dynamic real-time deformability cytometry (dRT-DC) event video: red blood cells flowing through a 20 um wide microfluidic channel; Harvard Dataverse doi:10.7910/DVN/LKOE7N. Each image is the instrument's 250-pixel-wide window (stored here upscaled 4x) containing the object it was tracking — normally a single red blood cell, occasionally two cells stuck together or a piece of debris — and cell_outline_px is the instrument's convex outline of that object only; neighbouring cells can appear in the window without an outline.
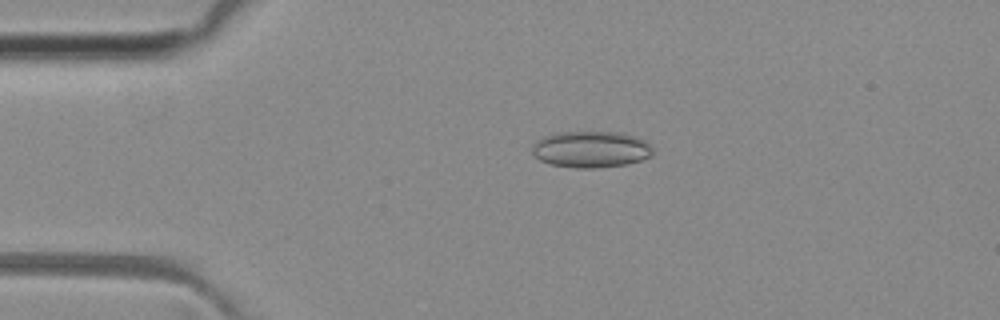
{"species": "common noctule bat (a hibernating species)", "species_latin": "Nyctalus noctula", "temperature_condition": "room temperature", "stored_images_in_passage": 50, "camera_frame_rate_fps": 3000, "um_per_image_px": 0.085, "animal": {"sex": "female", "body_mass_g": 29.2, "forearm_length_mm": 56.3}, "frame": {"image": 1, "passage_image": 11, "time_ms": 3.333, "image_size_px": [1000, 320], "cell_outline_px": [[652, 156], [628, 164], [596, 168], [576, 168], [552, 164], [540, 160], [532, 152], [532, 144], [544, 136], [560, 132], [616, 132], [632, 136], [644, 140], [652, 148]], "centroid_in_image_um": [50.22, 12.7], "position_along_channel_um": 34.8, "area_um2": 25.43}}
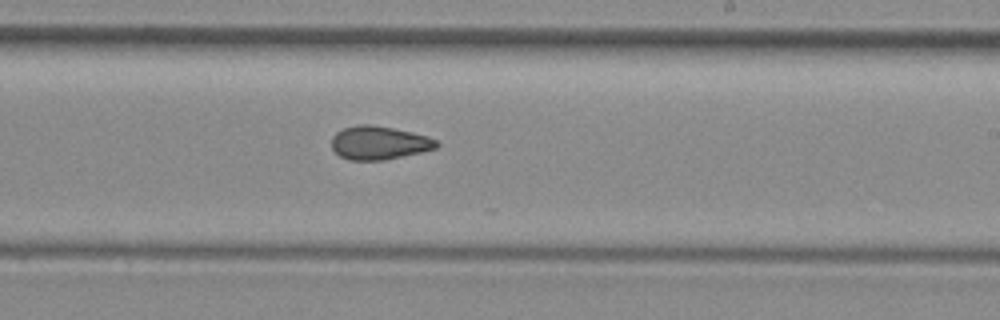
{"frame": {"image": 2, "passage_image": 30, "time_ms": 9.667, "image_size_px": [1000, 320], "cell_outline_px": [[440, 144], [436, 148], [420, 152], [384, 160], [348, 160], [340, 156], [332, 148], [332, 136], [336, 132], [344, 128], [360, 124], [372, 124], [412, 132], [428, 136], [436, 140]], "centroid_in_image_um": [32.21, 12.13], "position_along_channel_um": 256.8, "area_um2": 20.4}}
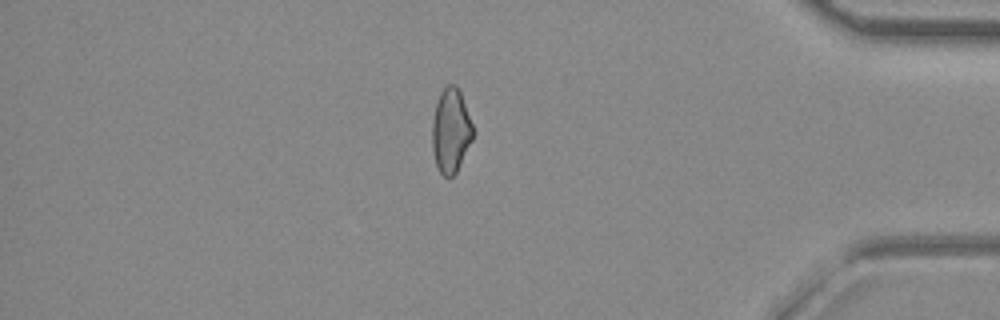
{"frame": {"image": 3, "passage_image": 43, "time_ms": 14.0, "image_size_px": [1000, 320], "cell_outline_px": [[472, 140], [456, 172], [448, 180], [440, 172], [436, 164], [432, 152], [432, 120], [436, 104], [440, 92], [448, 84], [456, 84], [460, 92], [472, 124]], "centroid_in_image_um": [38.29, 11.12], "position_along_channel_um": 396.9, "area_um2": 19.88}, "authors_computed_cell_mechanics": {"area_um2": 21.0392, "velocity_mm_per_s": 4.0923, "shape_relaxation_time_tau1_ms": null, "shape_relaxation_time_tau2_ms": 2.069, "deformation_change_tau1": null, "deformation_change_tau2": 0.086}}